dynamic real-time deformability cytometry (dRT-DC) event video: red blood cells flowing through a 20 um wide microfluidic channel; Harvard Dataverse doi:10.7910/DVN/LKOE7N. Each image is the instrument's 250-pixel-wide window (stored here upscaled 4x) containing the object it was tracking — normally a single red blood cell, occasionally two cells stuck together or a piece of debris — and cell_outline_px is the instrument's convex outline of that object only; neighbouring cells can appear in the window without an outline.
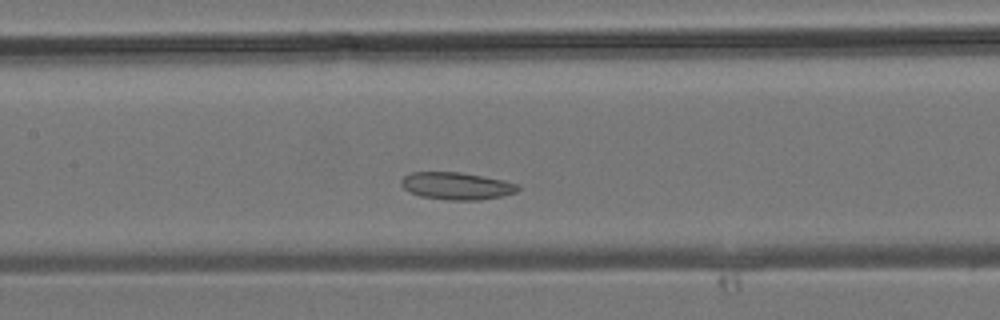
{"species": "common noctule bat (a hibernating species)", "species_latin": "Nyctalus noctula", "temperature_condition": "room temperature", "stored_images_in_passage": 26, "camera_frame_rate_fps": 3000, "um_per_image_px": 0.085, "animal": {"sex": "male", "body_mass_g": 19.2, "forearm_length_mm": 51.8}, "frame": {"image": 1, "passage_image": 10, "time_ms": 3.0, "image_size_px": [1000, 320], "cell_outline_px": [[520, 188], [516, 192], [500, 196], [480, 200], [448, 200], [420, 196], [404, 188], [400, 184], [400, 180], [404, 176], [412, 172], [460, 172], [504, 180], [516, 184]], "centroid_in_image_um": [38.79, 15.8], "position_along_channel_um": 168.6, "area_um2": 18.44}}
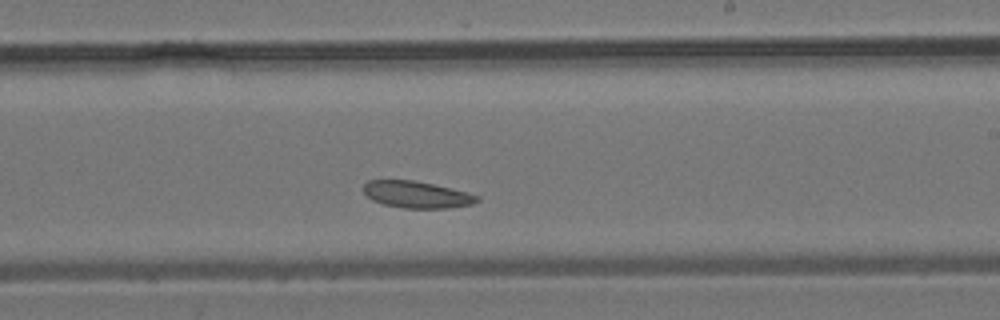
{"frame": {"image": 2, "passage_image": 15, "time_ms": 4.667, "image_size_px": [1000, 320], "cell_outline_px": [[480, 200], [472, 204], [448, 208], [404, 208], [384, 204], [372, 200], [364, 192], [364, 184], [368, 180], [412, 180], [432, 184], [468, 192], [480, 196]], "centroid_in_image_um": [35.44, 16.54], "position_along_channel_um": 253.6, "area_um2": 17.63}}
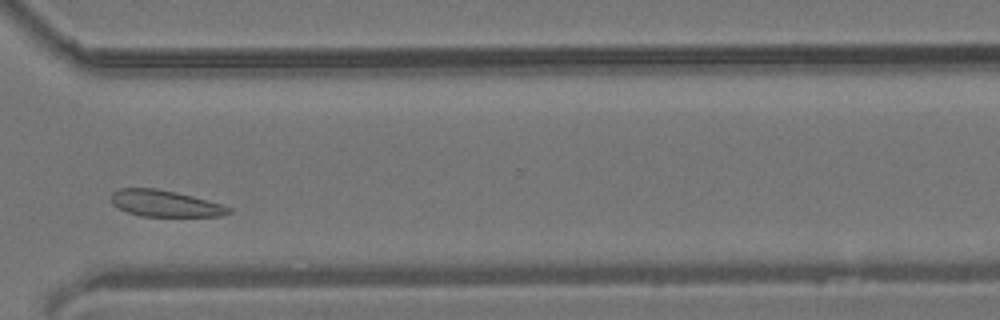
{"frame": {"image": 3, "passage_image": 21, "time_ms": 6.667, "image_size_px": [1000, 320], "cell_outline_px": [[232, 212], [220, 216], [140, 216], [128, 212], [112, 204], [112, 192], [120, 188], [156, 188], [176, 192], [192, 196], [220, 204], [232, 208]], "centroid_in_image_um": [14.02, 17.29], "position_along_channel_um": 356.6, "area_um2": 17.92}}